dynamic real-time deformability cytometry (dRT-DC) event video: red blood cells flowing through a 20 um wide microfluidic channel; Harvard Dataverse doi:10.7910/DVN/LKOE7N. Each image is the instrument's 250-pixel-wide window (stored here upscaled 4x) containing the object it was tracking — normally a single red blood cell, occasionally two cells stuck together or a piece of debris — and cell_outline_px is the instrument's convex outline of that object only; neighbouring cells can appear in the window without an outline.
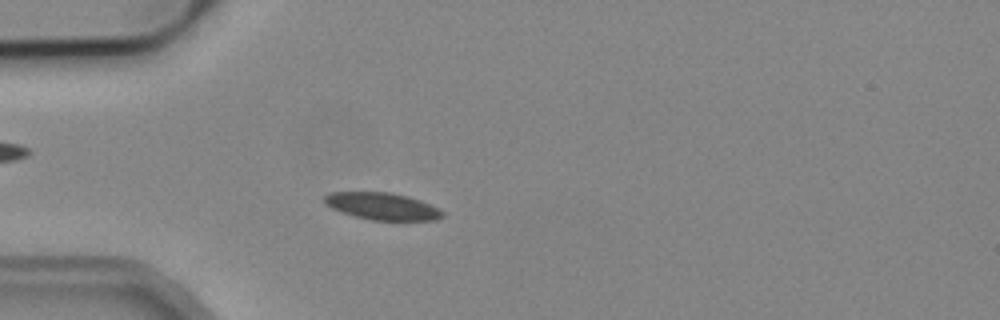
{"species": "common noctule bat (a hibernating species)", "species_latin": "Nyctalus noctula", "temperature_condition": "cold", "stored_images_in_passage": 51, "camera_frame_rate_fps": 3000, "um_per_image_px": 0.085, "animal": {"sex": "male", "body_mass_g": 19.2, "forearm_length_mm": 51.8}, "frame": {"image": 1, "passage_image": 13, "time_ms": 4.0, "image_size_px": [1000, 320], "cell_outline_px": [[444, 216], [436, 220], [372, 220], [340, 212], [324, 204], [324, 196], [332, 192], [392, 192], [408, 196], [420, 200], [444, 212]], "centroid_in_image_um": [32.47, 17.53], "position_along_channel_um": 52.5, "area_um2": 18.55}}
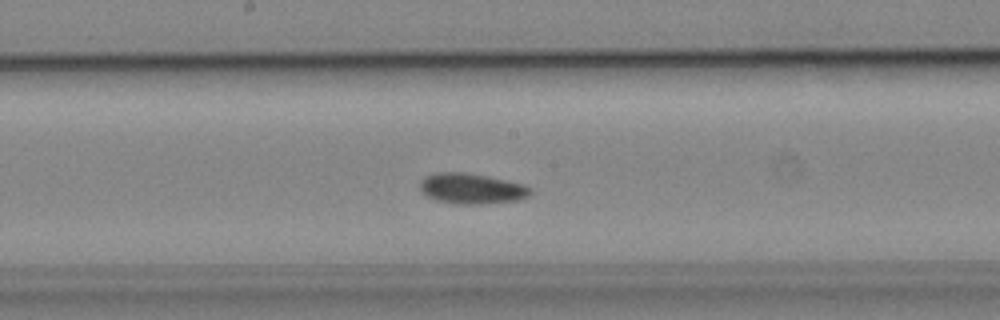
{"frame": {"image": 2, "passage_image": 26, "time_ms": 8.333, "image_size_px": [1000, 320], "cell_outline_px": [[532, 192], [528, 196], [520, 200], [480, 204], [456, 204], [436, 200], [428, 196], [420, 188], [420, 180], [424, 176], [436, 172], [464, 172], [524, 184], [532, 188]], "centroid_in_image_um": [40.09, 16.03], "position_along_channel_um": 208.1, "area_um2": 19.59}}
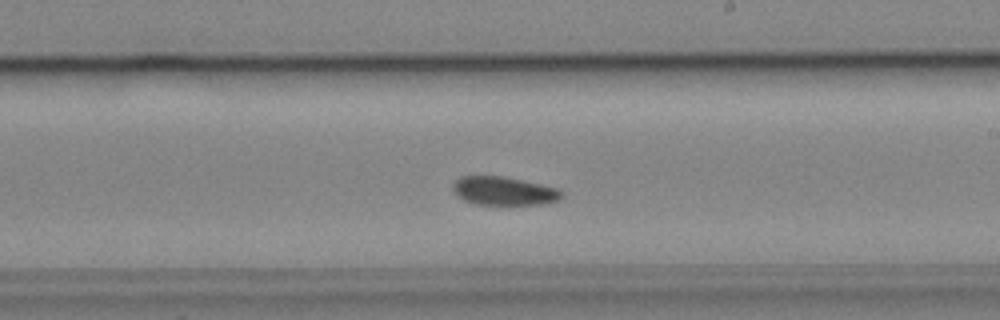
{"frame": {"image": 3, "passage_image": 29, "time_ms": 9.333, "image_size_px": [1000, 320], "cell_outline_px": [[564, 196], [560, 200], [544, 204], [476, 204], [464, 200], [456, 196], [452, 188], [456, 180], [460, 176], [504, 176], [540, 184], [556, 188], [564, 192]], "centroid_in_image_um": [42.84, 16.23], "position_along_channel_um": 246.2, "area_um2": 18.09}, "authors_computed_cell_mechanics": {"area_um2": 18.4382, "velocity_mm_per_s": 3.8285, "shape_relaxation_time_tau1_ms": 2.1708, "shape_relaxation_time_tau2_ms": 9.4318, "deformation_change_tau1": 0.0715, "deformation_change_tau2": 0.1604}}